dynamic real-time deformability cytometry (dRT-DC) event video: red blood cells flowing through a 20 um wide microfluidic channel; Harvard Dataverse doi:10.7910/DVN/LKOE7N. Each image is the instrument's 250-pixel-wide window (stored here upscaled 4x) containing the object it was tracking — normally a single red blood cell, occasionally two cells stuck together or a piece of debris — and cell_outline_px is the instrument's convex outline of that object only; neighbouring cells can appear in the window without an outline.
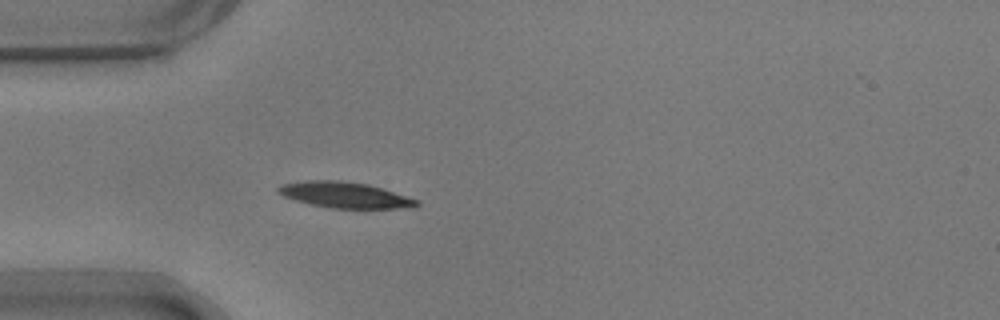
{"species": "common noctule bat (a hibernating species)", "species_latin": "Nyctalus noctula", "temperature_condition": "warm", "stored_images_in_passage": 41, "camera_frame_rate_fps": 3000, "um_per_image_px": 0.085, "animal": {"sex": "male", "body_mass_g": 17.9}, "frame": {"image": 1, "passage_image": 1, "time_ms": 0.0, "image_size_px": [1000, 320], "cell_outline_px": [[420, 204], [412, 208], [332, 208], [312, 204], [296, 200], [284, 196], [276, 192], [276, 188], [280, 184], [308, 180], [340, 180], [368, 184], [420, 200]], "centroid_in_image_um": [29.32, 16.56], "position_along_channel_um": 55.7, "area_um2": 20.87}}
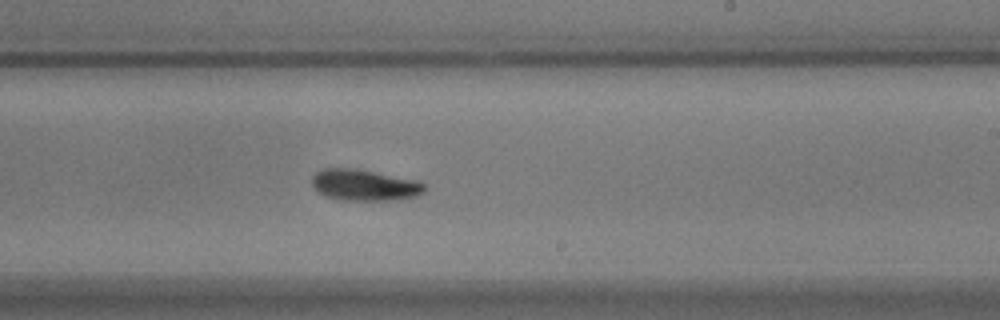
{"frame": {"image": 2, "passage_image": 18, "time_ms": 5.667, "image_size_px": [1000, 320], "cell_outline_px": [[424, 192], [416, 196], [396, 200], [340, 200], [324, 196], [312, 184], [312, 176], [316, 172], [324, 168], [356, 168], [416, 180], [424, 184]], "centroid_in_image_um": [30.96, 15.73], "position_along_channel_um": 258.0, "area_um2": 20.46}}
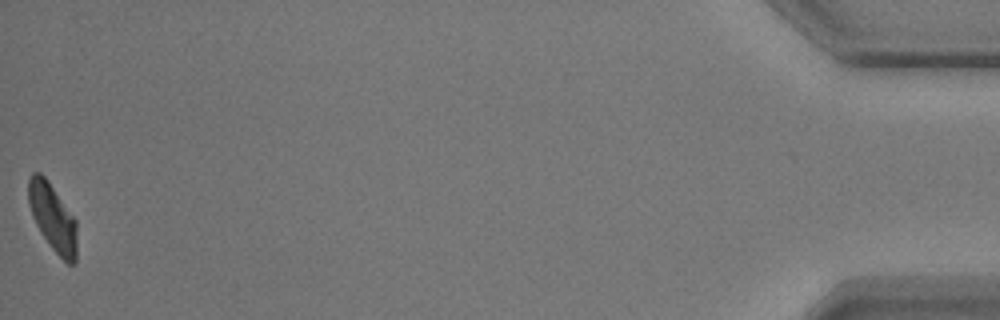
{"frame": {"image": 3, "passage_image": 40, "time_ms": 13.0, "image_size_px": [1000, 320], "cell_outline_px": [[76, 264], [68, 264], [52, 248], [40, 232], [32, 216], [28, 204], [28, 180], [32, 172], [40, 172], [48, 180], [76, 220]], "centroid_in_image_um": [4.46, 18.47], "position_along_channel_um": 430.7, "area_um2": 19.02}}